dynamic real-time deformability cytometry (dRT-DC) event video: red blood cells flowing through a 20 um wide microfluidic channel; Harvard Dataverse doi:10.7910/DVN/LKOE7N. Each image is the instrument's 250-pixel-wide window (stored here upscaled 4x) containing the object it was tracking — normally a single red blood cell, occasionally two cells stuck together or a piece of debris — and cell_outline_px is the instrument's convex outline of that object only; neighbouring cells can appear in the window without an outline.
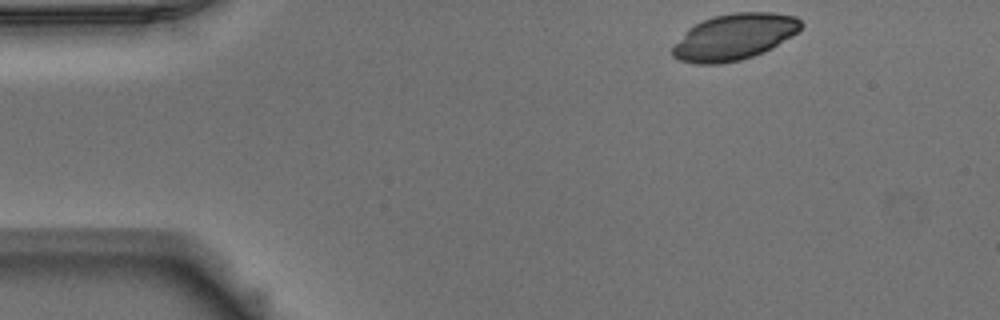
{"species": "Egyptian fruit bat (a non-hibernating species)", "species_latin": "Rousettus aegyptiacus", "temperature_condition": "warm", "stored_images_in_passage": 45, "camera_frame_rate_fps": 3000, "um_per_image_px": 0.085, "animal": {"sex": "male"}, "frame": {"image": 1, "passage_image": 1, "time_ms": 0.0, "image_size_px": [1000, 320], "cell_outline_px": [[804, 24], [796, 32], [772, 48], [764, 52], [740, 60], [720, 64], [700, 64], [680, 60], [672, 56], [672, 48], [688, 28], [712, 16], [732, 12], [776, 12], [796, 16]], "centroid_in_image_um": [62.42, 3.12], "position_along_channel_um": 22.6, "area_um2": 34.45}}